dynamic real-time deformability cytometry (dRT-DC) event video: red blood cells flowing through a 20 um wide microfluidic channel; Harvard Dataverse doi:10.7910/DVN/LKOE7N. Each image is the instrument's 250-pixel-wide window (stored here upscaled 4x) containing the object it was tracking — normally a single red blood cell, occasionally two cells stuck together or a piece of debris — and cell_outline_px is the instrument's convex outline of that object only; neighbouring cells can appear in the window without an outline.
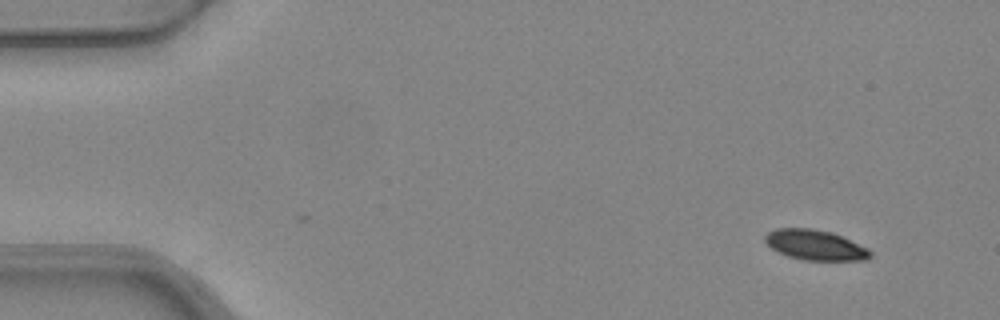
{"species": "common noctule bat (a hibernating species)", "species_latin": "Nyctalus noctula", "temperature_condition": "warm", "stored_images_in_passage": 4, "camera_frame_rate_fps": 3000, "um_per_image_px": 0.085, "animal": {"sex": "female", "body_mass_g": 24.6, "forearm_length_mm": 56.2}, "frame": {"image": 1, "passage_image": 1, "time_ms": 0.0, "image_size_px": [1000, 320], "cell_outline_px": [[872, 256], [868, 260], [804, 260], [788, 256], [772, 248], [764, 240], [764, 236], [768, 232], [776, 228], [812, 228], [832, 232], [868, 248], [872, 252]], "centroid_in_image_um": [69.31, 20.82], "position_along_channel_um": 15.7, "area_um2": 18.5}}
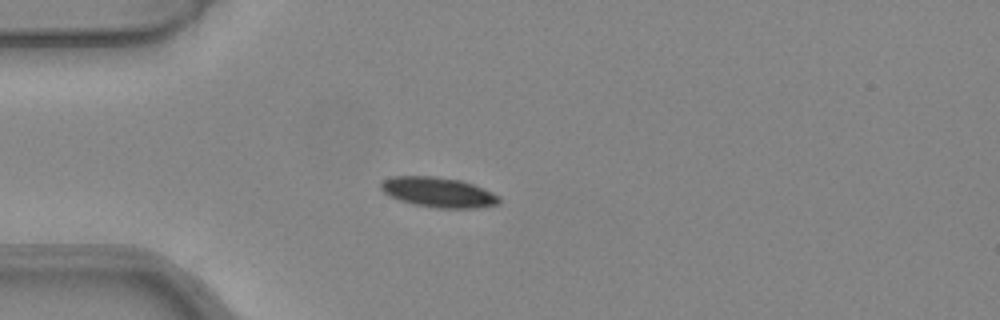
{"frame": {"image": 2, "passage_image": 4, "time_ms": 1.0, "image_size_px": [1000, 320], "cell_outline_px": [[500, 204], [476, 208], [436, 208], [416, 204], [400, 200], [388, 196], [380, 188], [380, 184], [384, 180], [392, 176], [432, 176], [460, 180], [484, 188], [500, 196]], "centroid_in_image_um": [37.27, 16.34], "position_along_channel_um": 47.7, "area_um2": 20.69}}